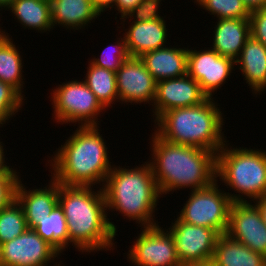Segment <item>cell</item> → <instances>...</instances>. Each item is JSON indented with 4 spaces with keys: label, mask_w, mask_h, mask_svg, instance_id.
Returning a JSON list of instances; mask_svg holds the SVG:
<instances>
[{
    "label": "cell",
    "mask_w": 266,
    "mask_h": 266,
    "mask_svg": "<svg viewBox=\"0 0 266 266\" xmlns=\"http://www.w3.org/2000/svg\"><path fill=\"white\" fill-rule=\"evenodd\" d=\"M94 188L59 183L58 203L67 221L69 243L82 253L115 248L117 226L109 221L102 187Z\"/></svg>",
    "instance_id": "cell-1"
},
{
    "label": "cell",
    "mask_w": 266,
    "mask_h": 266,
    "mask_svg": "<svg viewBox=\"0 0 266 266\" xmlns=\"http://www.w3.org/2000/svg\"><path fill=\"white\" fill-rule=\"evenodd\" d=\"M148 161L160 194L189 188H206L216 181V153L201 148L173 144L155 132L151 137Z\"/></svg>",
    "instance_id": "cell-2"
},
{
    "label": "cell",
    "mask_w": 266,
    "mask_h": 266,
    "mask_svg": "<svg viewBox=\"0 0 266 266\" xmlns=\"http://www.w3.org/2000/svg\"><path fill=\"white\" fill-rule=\"evenodd\" d=\"M100 127H79L52 155L49 166L58 183L66 186L104 185L113 168ZM102 183V185H101Z\"/></svg>",
    "instance_id": "cell-3"
},
{
    "label": "cell",
    "mask_w": 266,
    "mask_h": 266,
    "mask_svg": "<svg viewBox=\"0 0 266 266\" xmlns=\"http://www.w3.org/2000/svg\"><path fill=\"white\" fill-rule=\"evenodd\" d=\"M145 163L131 169L113 165L102 186L107 211L116 210L128 220L141 223L142 228L158 225L153 217L162 197L152 169Z\"/></svg>",
    "instance_id": "cell-4"
},
{
    "label": "cell",
    "mask_w": 266,
    "mask_h": 266,
    "mask_svg": "<svg viewBox=\"0 0 266 266\" xmlns=\"http://www.w3.org/2000/svg\"><path fill=\"white\" fill-rule=\"evenodd\" d=\"M214 98L201 104L164 112L154 124V132L167 142L193 146L218 153L225 145L224 118ZM158 125V126H157Z\"/></svg>",
    "instance_id": "cell-5"
},
{
    "label": "cell",
    "mask_w": 266,
    "mask_h": 266,
    "mask_svg": "<svg viewBox=\"0 0 266 266\" xmlns=\"http://www.w3.org/2000/svg\"><path fill=\"white\" fill-rule=\"evenodd\" d=\"M228 146L226 142L216 155V179L239 193L226 192L232 202H248L246 197L254 202L266 196V151Z\"/></svg>",
    "instance_id": "cell-6"
},
{
    "label": "cell",
    "mask_w": 266,
    "mask_h": 266,
    "mask_svg": "<svg viewBox=\"0 0 266 266\" xmlns=\"http://www.w3.org/2000/svg\"><path fill=\"white\" fill-rule=\"evenodd\" d=\"M51 100L54 109L52 114L59 124L73 123L79 127L98 126V117L106 108L83 81L71 80L56 85ZM81 124V125H80Z\"/></svg>",
    "instance_id": "cell-7"
},
{
    "label": "cell",
    "mask_w": 266,
    "mask_h": 266,
    "mask_svg": "<svg viewBox=\"0 0 266 266\" xmlns=\"http://www.w3.org/2000/svg\"><path fill=\"white\" fill-rule=\"evenodd\" d=\"M218 180L206 188L191 190L188 200L177 216L182 222L203 226L226 234L232 200L219 189Z\"/></svg>",
    "instance_id": "cell-8"
},
{
    "label": "cell",
    "mask_w": 266,
    "mask_h": 266,
    "mask_svg": "<svg viewBox=\"0 0 266 266\" xmlns=\"http://www.w3.org/2000/svg\"><path fill=\"white\" fill-rule=\"evenodd\" d=\"M127 260L134 266H181L175 241L168 229L156 225L143 227L128 250Z\"/></svg>",
    "instance_id": "cell-9"
},
{
    "label": "cell",
    "mask_w": 266,
    "mask_h": 266,
    "mask_svg": "<svg viewBox=\"0 0 266 266\" xmlns=\"http://www.w3.org/2000/svg\"><path fill=\"white\" fill-rule=\"evenodd\" d=\"M159 11L158 5L149 12L120 18L123 23L127 18L133 20L125 33L123 32L130 57H141L168 44V28L164 18L158 14Z\"/></svg>",
    "instance_id": "cell-10"
},
{
    "label": "cell",
    "mask_w": 266,
    "mask_h": 266,
    "mask_svg": "<svg viewBox=\"0 0 266 266\" xmlns=\"http://www.w3.org/2000/svg\"><path fill=\"white\" fill-rule=\"evenodd\" d=\"M205 49L206 47L200 51L196 48L188 49L187 74L199 83L208 98H213L214 92H217L233 73L235 61L219 55L212 48Z\"/></svg>",
    "instance_id": "cell-11"
},
{
    "label": "cell",
    "mask_w": 266,
    "mask_h": 266,
    "mask_svg": "<svg viewBox=\"0 0 266 266\" xmlns=\"http://www.w3.org/2000/svg\"><path fill=\"white\" fill-rule=\"evenodd\" d=\"M181 264L212 260L220 233L211 228L182 222L178 217L168 228Z\"/></svg>",
    "instance_id": "cell-12"
},
{
    "label": "cell",
    "mask_w": 266,
    "mask_h": 266,
    "mask_svg": "<svg viewBox=\"0 0 266 266\" xmlns=\"http://www.w3.org/2000/svg\"><path fill=\"white\" fill-rule=\"evenodd\" d=\"M59 255L33 229H27L18 237L0 245V266H48ZM53 266L62 265L56 263Z\"/></svg>",
    "instance_id": "cell-13"
},
{
    "label": "cell",
    "mask_w": 266,
    "mask_h": 266,
    "mask_svg": "<svg viewBox=\"0 0 266 266\" xmlns=\"http://www.w3.org/2000/svg\"><path fill=\"white\" fill-rule=\"evenodd\" d=\"M226 234L266 257V224L254 202L232 203Z\"/></svg>",
    "instance_id": "cell-14"
},
{
    "label": "cell",
    "mask_w": 266,
    "mask_h": 266,
    "mask_svg": "<svg viewBox=\"0 0 266 266\" xmlns=\"http://www.w3.org/2000/svg\"><path fill=\"white\" fill-rule=\"evenodd\" d=\"M116 84L120 103L128 105L133 102L135 104L144 102L153 105L156 80L140 57H129L123 62L116 72Z\"/></svg>",
    "instance_id": "cell-15"
},
{
    "label": "cell",
    "mask_w": 266,
    "mask_h": 266,
    "mask_svg": "<svg viewBox=\"0 0 266 266\" xmlns=\"http://www.w3.org/2000/svg\"><path fill=\"white\" fill-rule=\"evenodd\" d=\"M208 97L202 92L199 83L190 75L165 79L156 82V94L152 111L154 122L164 113L174 108L201 104Z\"/></svg>",
    "instance_id": "cell-16"
},
{
    "label": "cell",
    "mask_w": 266,
    "mask_h": 266,
    "mask_svg": "<svg viewBox=\"0 0 266 266\" xmlns=\"http://www.w3.org/2000/svg\"><path fill=\"white\" fill-rule=\"evenodd\" d=\"M26 189L20 178L16 188V200L24 211L28 229H33L58 204L59 183L51 176L48 186Z\"/></svg>",
    "instance_id": "cell-17"
},
{
    "label": "cell",
    "mask_w": 266,
    "mask_h": 266,
    "mask_svg": "<svg viewBox=\"0 0 266 266\" xmlns=\"http://www.w3.org/2000/svg\"><path fill=\"white\" fill-rule=\"evenodd\" d=\"M214 27L212 49L234 61L239 57L245 41L250 37L249 18L217 19Z\"/></svg>",
    "instance_id": "cell-18"
},
{
    "label": "cell",
    "mask_w": 266,
    "mask_h": 266,
    "mask_svg": "<svg viewBox=\"0 0 266 266\" xmlns=\"http://www.w3.org/2000/svg\"><path fill=\"white\" fill-rule=\"evenodd\" d=\"M188 48L162 47L143 54L140 59L156 82L187 74Z\"/></svg>",
    "instance_id": "cell-19"
},
{
    "label": "cell",
    "mask_w": 266,
    "mask_h": 266,
    "mask_svg": "<svg viewBox=\"0 0 266 266\" xmlns=\"http://www.w3.org/2000/svg\"><path fill=\"white\" fill-rule=\"evenodd\" d=\"M235 65H239L238 69L253 94L260 95L266 90V47L261 42L250 35L235 60Z\"/></svg>",
    "instance_id": "cell-20"
},
{
    "label": "cell",
    "mask_w": 266,
    "mask_h": 266,
    "mask_svg": "<svg viewBox=\"0 0 266 266\" xmlns=\"http://www.w3.org/2000/svg\"><path fill=\"white\" fill-rule=\"evenodd\" d=\"M50 5L53 28L58 25L68 30H81L100 16L91 0H52Z\"/></svg>",
    "instance_id": "cell-21"
},
{
    "label": "cell",
    "mask_w": 266,
    "mask_h": 266,
    "mask_svg": "<svg viewBox=\"0 0 266 266\" xmlns=\"http://www.w3.org/2000/svg\"><path fill=\"white\" fill-rule=\"evenodd\" d=\"M214 266H265L266 257L252 251L230 238L227 234H221L217 240L213 257Z\"/></svg>",
    "instance_id": "cell-22"
},
{
    "label": "cell",
    "mask_w": 266,
    "mask_h": 266,
    "mask_svg": "<svg viewBox=\"0 0 266 266\" xmlns=\"http://www.w3.org/2000/svg\"><path fill=\"white\" fill-rule=\"evenodd\" d=\"M12 38L9 33L0 28V81L9 84L13 87L22 97V90L24 89V72L22 65V55L15 43L13 44Z\"/></svg>",
    "instance_id": "cell-23"
},
{
    "label": "cell",
    "mask_w": 266,
    "mask_h": 266,
    "mask_svg": "<svg viewBox=\"0 0 266 266\" xmlns=\"http://www.w3.org/2000/svg\"><path fill=\"white\" fill-rule=\"evenodd\" d=\"M10 10L24 29L47 32L53 29L51 5L39 0H14Z\"/></svg>",
    "instance_id": "cell-24"
},
{
    "label": "cell",
    "mask_w": 266,
    "mask_h": 266,
    "mask_svg": "<svg viewBox=\"0 0 266 266\" xmlns=\"http://www.w3.org/2000/svg\"><path fill=\"white\" fill-rule=\"evenodd\" d=\"M33 230L60 254L70 245L67 221L59 203L48 216L39 220Z\"/></svg>",
    "instance_id": "cell-25"
},
{
    "label": "cell",
    "mask_w": 266,
    "mask_h": 266,
    "mask_svg": "<svg viewBox=\"0 0 266 266\" xmlns=\"http://www.w3.org/2000/svg\"><path fill=\"white\" fill-rule=\"evenodd\" d=\"M86 77L83 80L88 88L95 94L100 103L107 108L119 102L116 73L100 68L88 62ZM112 104V105H111Z\"/></svg>",
    "instance_id": "cell-26"
},
{
    "label": "cell",
    "mask_w": 266,
    "mask_h": 266,
    "mask_svg": "<svg viewBox=\"0 0 266 266\" xmlns=\"http://www.w3.org/2000/svg\"><path fill=\"white\" fill-rule=\"evenodd\" d=\"M27 229L24 211L17 200L0 210V245L18 237Z\"/></svg>",
    "instance_id": "cell-27"
},
{
    "label": "cell",
    "mask_w": 266,
    "mask_h": 266,
    "mask_svg": "<svg viewBox=\"0 0 266 266\" xmlns=\"http://www.w3.org/2000/svg\"><path fill=\"white\" fill-rule=\"evenodd\" d=\"M194 3L217 19L250 17L242 0H195Z\"/></svg>",
    "instance_id": "cell-28"
},
{
    "label": "cell",
    "mask_w": 266,
    "mask_h": 266,
    "mask_svg": "<svg viewBox=\"0 0 266 266\" xmlns=\"http://www.w3.org/2000/svg\"><path fill=\"white\" fill-rule=\"evenodd\" d=\"M118 39L116 41L117 44L115 42V45L111 44L107 46L100 54V57H94L90 62L97 67L105 68L116 73L123 62L130 57L125 38L120 37Z\"/></svg>",
    "instance_id": "cell-29"
},
{
    "label": "cell",
    "mask_w": 266,
    "mask_h": 266,
    "mask_svg": "<svg viewBox=\"0 0 266 266\" xmlns=\"http://www.w3.org/2000/svg\"><path fill=\"white\" fill-rule=\"evenodd\" d=\"M24 100L13 87L0 81V127L21 110Z\"/></svg>",
    "instance_id": "cell-30"
},
{
    "label": "cell",
    "mask_w": 266,
    "mask_h": 266,
    "mask_svg": "<svg viewBox=\"0 0 266 266\" xmlns=\"http://www.w3.org/2000/svg\"><path fill=\"white\" fill-rule=\"evenodd\" d=\"M161 5L157 0H117L115 8L121 13V18L129 15H136L149 12Z\"/></svg>",
    "instance_id": "cell-31"
},
{
    "label": "cell",
    "mask_w": 266,
    "mask_h": 266,
    "mask_svg": "<svg viewBox=\"0 0 266 266\" xmlns=\"http://www.w3.org/2000/svg\"><path fill=\"white\" fill-rule=\"evenodd\" d=\"M19 173L13 169L8 175L0 177V210L16 200V188L20 179Z\"/></svg>",
    "instance_id": "cell-32"
},
{
    "label": "cell",
    "mask_w": 266,
    "mask_h": 266,
    "mask_svg": "<svg viewBox=\"0 0 266 266\" xmlns=\"http://www.w3.org/2000/svg\"><path fill=\"white\" fill-rule=\"evenodd\" d=\"M251 36L266 47V8L250 13Z\"/></svg>",
    "instance_id": "cell-33"
},
{
    "label": "cell",
    "mask_w": 266,
    "mask_h": 266,
    "mask_svg": "<svg viewBox=\"0 0 266 266\" xmlns=\"http://www.w3.org/2000/svg\"><path fill=\"white\" fill-rule=\"evenodd\" d=\"M117 0H91L95 10L101 15L103 12L113 10ZM110 8V9H109Z\"/></svg>",
    "instance_id": "cell-34"
},
{
    "label": "cell",
    "mask_w": 266,
    "mask_h": 266,
    "mask_svg": "<svg viewBox=\"0 0 266 266\" xmlns=\"http://www.w3.org/2000/svg\"><path fill=\"white\" fill-rule=\"evenodd\" d=\"M4 145L3 142L1 141L0 142V177L3 176V175H8L12 170L13 168L8 165H6V161H5V152H4Z\"/></svg>",
    "instance_id": "cell-35"
},
{
    "label": "cell",
    "mask_w": 266,
    "mask_h": 266,
    "mask_svg": "<svg viewBox=\"0 0 266 266\" xmlns=\"http://www.w3.org/2000/svg\"><path fill=\"white\" fill-rule=\"evenodd\" d=\"M247 10L251 13L266 8V0H242Z\"/></svg>",
    "instance_id": "cell-36"
},
{
    "label": "cell",
    "mask_w": 266,
    "mask_h": 266,
    "mask_svg": "<svg viewBox=\"0 0 266 266\" xmlns=\"http://www.w3.org/2000/svg\"><path fill=\"white\" fill-rule=\"evenodd\" d=\"M254 203L258 206L263 222L266 224V196L254 201Z\"/></svg>",
    "instance_id": "cell-37"
},
{
    "label": "cell",
    "mask_w": 266,
    "mask_h": 266,
    "mask_svg": "<svg viewBox=\"0 0 266 266\" xmlns=\"http://www.w3.org/2000/svg\"><path fill=\"white\" fill-rule=\"evenodd\" d=\"M181 266H214V264L210 260L207 262L184 263Z\"/></svg>",
    "instance_id": "cell-38"
},
{
    "label": "cell",
    "mask_w": 266,
    "mask_h": 266,
    "mask_svg": "<svg viewBox=\"0 0 266 266\" xmlns=\"http://www.w3.org/2000/svg\"><path fill=\"white\" fill-rule=\"evenodd\" d=\"M14 0H0V11L1 9L6 10L9 8Z\"/></svg>",
    "instance_id": "cell-39"
},
{
    "label": "cell",
    "mask_w": 266,
    "mask_h": 266,
    "mask_svg": "<svg viewBox=\"0 0 266 266\" xmlns=\"http://www.w3.org/2000/svg\"><path fill=\"white\" fill-rule=\"evenodd\" d=\"M39 1H44V2H49V3L52 2V0H39Z\"/></svg>",
    "instance_id": "cell-40"
}]
</instances>
